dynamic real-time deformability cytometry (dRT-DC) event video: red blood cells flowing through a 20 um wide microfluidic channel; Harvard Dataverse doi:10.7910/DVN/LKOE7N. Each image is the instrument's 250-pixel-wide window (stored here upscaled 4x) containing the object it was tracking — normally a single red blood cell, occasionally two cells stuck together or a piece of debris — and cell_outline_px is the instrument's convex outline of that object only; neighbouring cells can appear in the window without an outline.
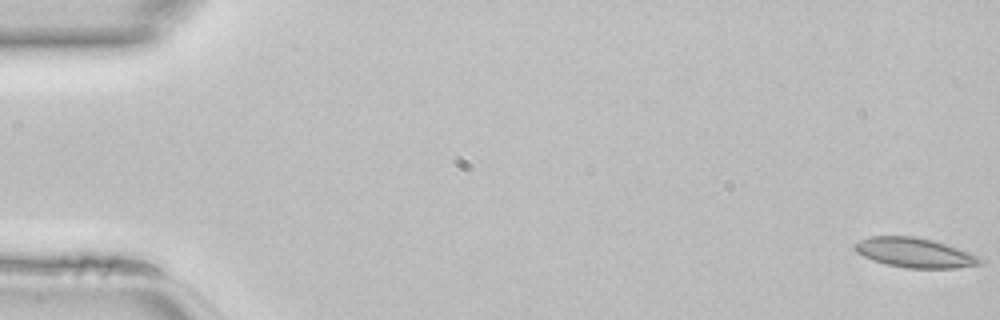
{"species": "common noctule bat (a hibernating species)", "species_latin": "Nyctalus noctula", "temperature_condition": "room temperature", "stored_images_in_passage": 47, "camera_frame_rate_fps": 3000, "um_per_image_px": 0.085, "animal": {"sex": "female", "body_mass_g": 22.7, "forearm_length_mm": 54.2}, "frame": {"image": 1, "passage_image": 1, "time_ms": 0.0, "image_size_px": [1000, 320], "cell_outline_px": [[984, 264], [956, 268], [904, 268], [884, 264], [872, 260], [856, 252], [852, 248], [852, 244], [868, 236], [916, 236], [932, 240], [972, 252], [980, 256], [984, 260]], "centroid_in_image_um": [77.76, 21.48], "position_along_channel_um": 7.2, "area_um2": 22.14}}
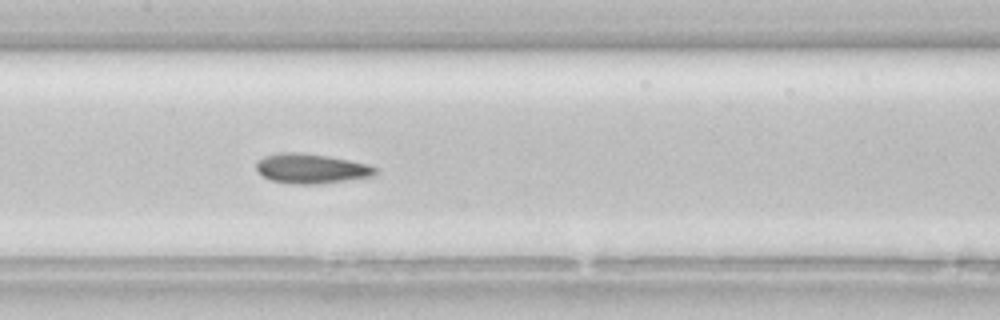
{"frame": {"image": 2, "passage_image": 23, "time_ms": 7.333, "image_size_px": [1000, 320], "cell_outline_px": [[376, 172], [372, 176], [316, 184], [292, 184], [272, 180], [264, 176], [256, 168], [256, 160], [264, 156], [280, 152], [300, 152], [328, 156], [368, 164], [376, 168]], "centroid_in_image_um": [26.41, 14.31], "position_along_channel_um": 181.0, "area_um2": 20.4}}
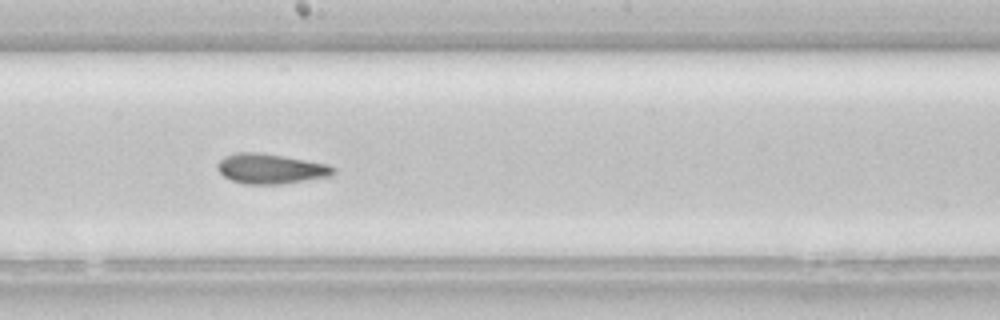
{"frame": {"image": 3, "passage_image": 26, "time_ms": 8.333, "image_size_px": [1000, 320], "cell_outline_px": [[336, 172], [332, 176], [280, 184], [244, 184], [232, 180], [224, 176], [216, 168], [216, 164], [224, 156], [236, 152], [256, 152], [284, 156], [328, 164], [336, 168]], "centroid_in_image_um": [23.01, 14.34], "position_along_channel_um": 225.2, "area_um2": 20.35}}